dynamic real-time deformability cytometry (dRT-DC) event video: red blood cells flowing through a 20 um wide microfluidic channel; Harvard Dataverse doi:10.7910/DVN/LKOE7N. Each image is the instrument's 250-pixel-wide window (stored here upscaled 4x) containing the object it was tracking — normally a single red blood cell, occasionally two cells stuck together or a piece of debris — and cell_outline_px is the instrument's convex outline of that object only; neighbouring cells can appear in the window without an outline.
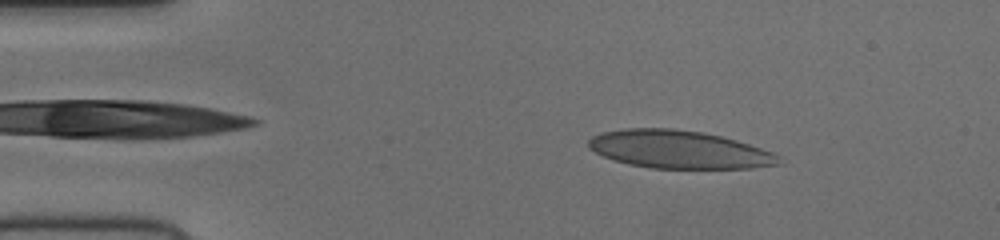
{"species": "human", "species_latin": "Homo sapiens", "temperature_condition": "cold", "stored_images_in_passage": 50, "camera_frame_rate_fps": 3000, "um_per_image_px": 0.085, "donor": {"sex": "female"}, "frame": {"image": 1, "passage_image": 7, "time_ms": 2.0, "image_size_px": [1000, 240], "cell_outline_px": [[776, 164], [748, 168], [652, 168], [632, 164], [616, 160], [604, 156], [596, 152], [588, 144], [588, 140], [592, 136], [604, 132], [628, 128], [672, 128], [700, 132], [720, 136], [748, 144], [768, 152], [776, 156]], "centroid_in_image_um": [57.62, 12.69], "position_along_channel_um": 27.4, "area_um2": 40.86}}
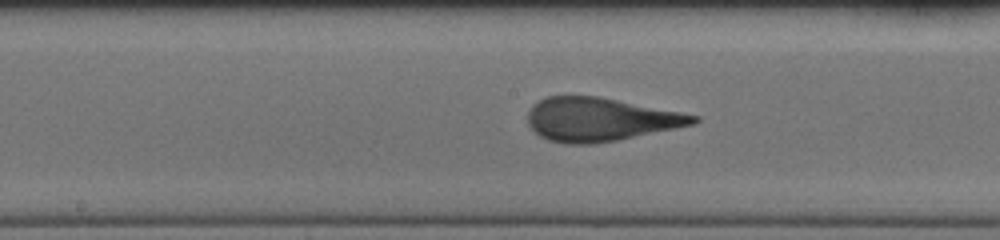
{"frame": {"image": 2, "passage_image": 25, "time_ms": 8.0, "image_size_px": [1000, 240], "cell_outline_px": [[700, 120], [692, 124], [616, 140], [592, 144], [564, 144], [548, 140], [540, 136], [528, 124], [528, 112], [532, 104], [544, 96], [596, 96], [700, 116]], "centroid_in_image_um": [50.93, 10.15], "position_along_channel_um": 197.3, "area_um2": 41.44}}
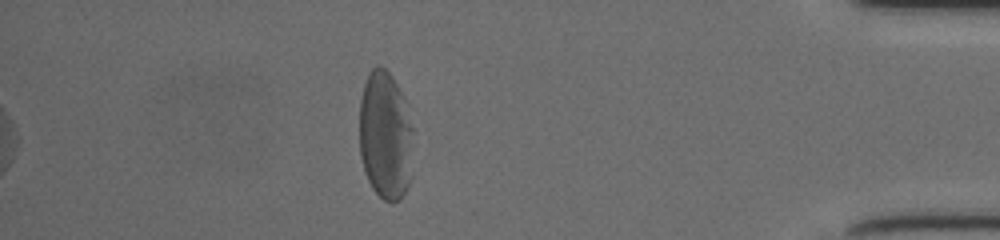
{"frame": {"image": 3, "passage_image": 44, "time_ms": 14.333, "image_size_px": [1000, 240], "cell_outline_px": [[412, 128], [408, 184], [400, 200], [392, 204], [384, 200], [372, 188], [364, 172], [360, 156], [360, 100], [364, 84], [368, 72], [376, 64], [380, 64], [392, 76], [400, 92]], "centroid_in_image_um": [32.7, 11.52], "position_along_channel_um": 402.5, "area_um2": 39.77}}